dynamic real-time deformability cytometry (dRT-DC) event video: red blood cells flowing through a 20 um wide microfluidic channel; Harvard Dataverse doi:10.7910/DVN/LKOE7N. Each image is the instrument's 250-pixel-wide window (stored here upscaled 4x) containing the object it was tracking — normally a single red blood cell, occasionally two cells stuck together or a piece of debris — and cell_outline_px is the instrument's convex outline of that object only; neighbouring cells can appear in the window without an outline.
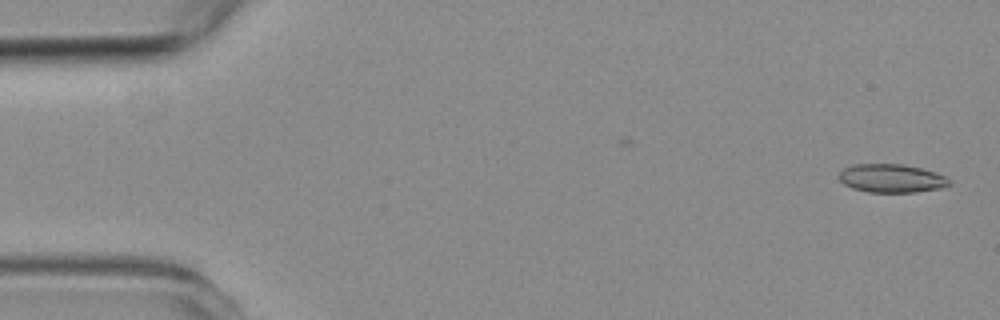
{"species": "common noctule bat (a hibernating species)", "species_latin": "Nyctalus noctula", "temperature_condition": "room temperature", "stored_images_in_passage": 6, "segment_of_instrument_passage": [1, 2], "camera_frame_rate_fps": 3000, "um_per_image_px": 0.085, "animal": {"sex": "female", "body_mass_g": 19.3, "forearm_length_mm": 54.1}, "frame": {"image": 1, "passage_image": 1, "time_ms": 0.0, "image_size_px": [1000, 320], "cell_outline_px": [[952, 184], [944, 188], [916, 192], [868, 192], [852, 188], [844, 184], [836, 176], [844, 168], [852, 164], [904, 164], [936, 172], [948, 176], [952, 180]], "centroid_in_image_um": [75.83, 15.16], "position_along_channel_um": 9.2, "area_um2": 18.67}}
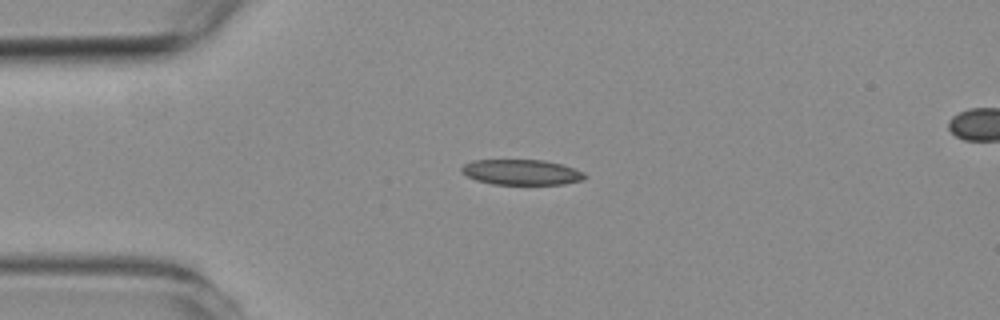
{"frame": {"image": 2, "passage_image": 4, "time_ms": 3.667, "image_size_px": [1000, 320], "cell_outline_px": [[588, 176], [584, 180], [564, 184], [492, 184], [476, 180], [468, 176], [460, 168], [464, 164], [472, 160], [544, 160], [560, 164], [584, 172]], "centroid_in_image_um": [44.35, 14.64], "position_along_channel_um": 40.6, "area_um2": 18.15}}